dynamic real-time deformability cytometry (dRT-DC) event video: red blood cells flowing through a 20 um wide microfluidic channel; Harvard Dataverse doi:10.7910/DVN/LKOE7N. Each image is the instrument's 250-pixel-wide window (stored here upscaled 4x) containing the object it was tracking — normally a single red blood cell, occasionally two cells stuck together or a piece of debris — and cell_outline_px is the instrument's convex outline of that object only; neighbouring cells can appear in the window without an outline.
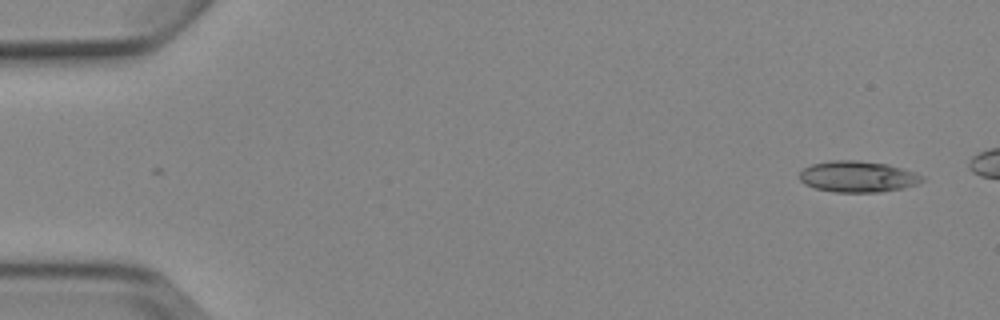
{"species": "Egyptian fruit bat (a non-hibernating species)", "species_latin": "Rousettus aegyptiacus", "temperature_condition": "cold", "stored_images_in_passage": 8, "camera_frame_rate_fps": 3000, "um_per_image_px": 0.085, "animal": {"sex": "female"}, "frame": {"image": 1, "passage_image": 1, "time_ms": 0.0, "image_size_px": [1000, 320], "cell_outline_px": [[924, 180], [920, 184], [904, 188], [880, 192], [832, 192], [816, 188], [804, 184], [800, 180], [800, 172], [804, 168], [812, 164], [828, 160], [856, 160], [888, 164], [916, 172], [924, 176]], "centroid_in_image_um": [72.94, 15.01], "position_along_channel_um": 12.1, "area_um2": 22.54}}
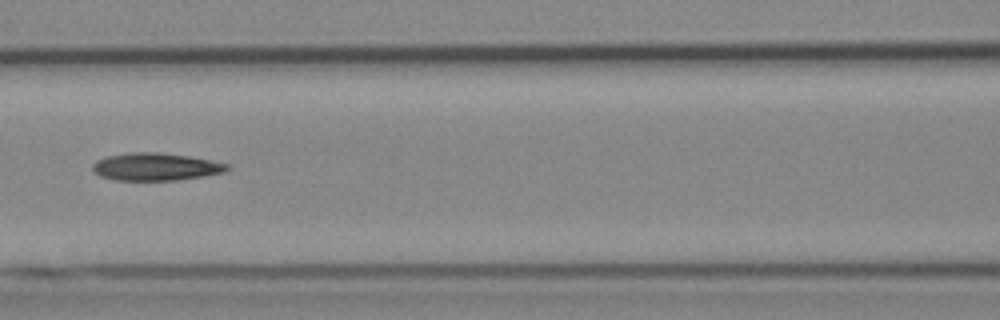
{"frame": {"image": 2, "passage_image": 7, "time_ms": 7.0, "image_size_px": [1000, 320], "cell_outline_px": [[232, 168], [224, 172], [204, 176], [176, 180], [116, 180], [100, 176], [92, 168], [92, 164], [96, 160], [104, 156], [132, 152], [156, 152], [188, 156], [228, 164]], "centroid_in_image_um": [13.21, 14.17], "position_along_channel_um": 153.4, "area_um2": 21.56}}
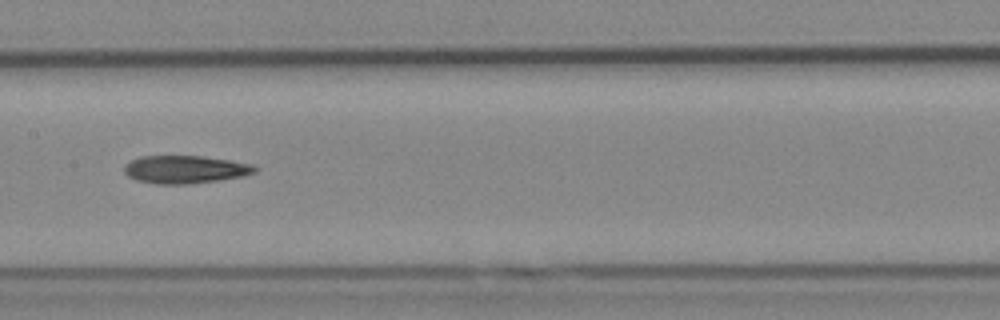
{"frame": {"image": 3, "passage_image": 8, "time_ms": 8.0, "image_size_px": [1000, 320], "cell_outline_px": [[256, 172], [244, 176], [220, 180], [188, 184], [156, 184], [136, 180], [128, 176], [124, 172], [124, 168], [132, 160], [140, 156], [204, 156], [232, 160], [252, 164], [256, 168]], "centroid_in_image_um": [15.77, 14.4], "position_along_channel_um": 191.6, "area_um2": 21.27}}